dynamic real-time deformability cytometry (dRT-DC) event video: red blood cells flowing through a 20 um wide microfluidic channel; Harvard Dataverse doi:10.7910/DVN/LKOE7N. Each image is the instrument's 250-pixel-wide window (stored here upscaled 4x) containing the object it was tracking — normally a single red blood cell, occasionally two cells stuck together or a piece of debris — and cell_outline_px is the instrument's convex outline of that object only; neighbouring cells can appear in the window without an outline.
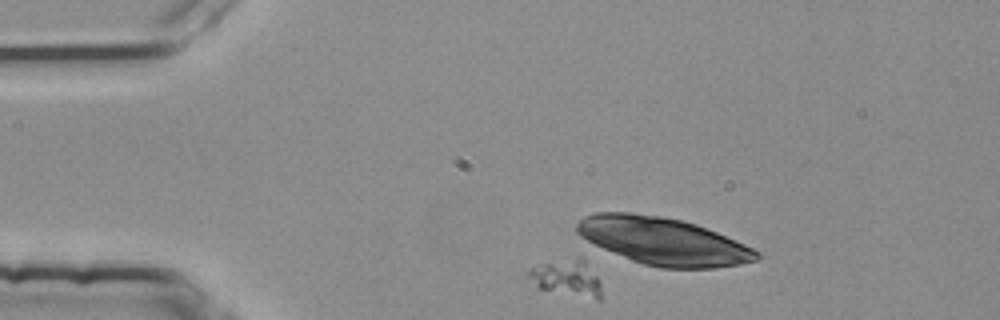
{"species": "common noctule bat (a hibernating species)", "species_latin": "Nyctalus noctula", "temperature_condition": "room temperature", "stored_images_in_passage": 4, "camera_frame_rate_fps": 3000, "um_per_image_px": 0.085, "animal": {"sex": "female", "body_mass_g": 25.1}, "frame": {"image": 1, "passage_image": 2, "time_ms": 0.333, "image_size_px": [1000, 320], "cell_outline_px": [[600, 300], [596, 300], [540, 288], [528, 276], [528, 268], [540, 264], [576, 256], [580, 256], [584, 260], [600, 280]], "centroid_in_image_um": [48.22, 23.6], "position_along_channel_um": 36.8, "area_um2": 15.32}}